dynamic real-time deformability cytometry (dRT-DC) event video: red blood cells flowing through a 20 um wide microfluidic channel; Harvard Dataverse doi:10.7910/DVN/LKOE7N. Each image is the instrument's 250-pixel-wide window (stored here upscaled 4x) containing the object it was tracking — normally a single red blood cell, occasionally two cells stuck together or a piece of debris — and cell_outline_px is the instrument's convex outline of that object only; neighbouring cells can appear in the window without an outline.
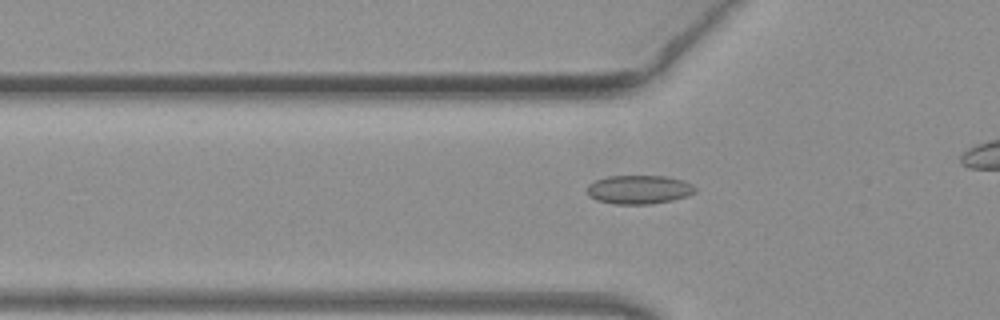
{"species": "common noctule bat (a hibernating species)", "species_latin": "Nyctalus noctula", "temperature_condition": "warm", "stored_images_in_passage": 27, "camera_frame_rate_fps": 3000, "um_per_image_px": 0.085, "animal": {"sex": "female", "body_mass_g": 19.3, "forearm_length_mm": 54.1}, "frame": {"image": 1, "passage_image": 2, "time_ms": 0.333, "image_size_px": [1000, 320], "cell_outline_px": [[696, 192], [688, 196], [672, 200], [652, 204], [616, 204], [596, 200], [588, 196], [588, 184], [592, 180], [608, 176], [668, 176], [684, 180], [692, 184], [696, 188]], "centroid_in_image_um": [54.32, 16.11], "position_along_channel_um": 71.5, "area_um2": 18.38}}
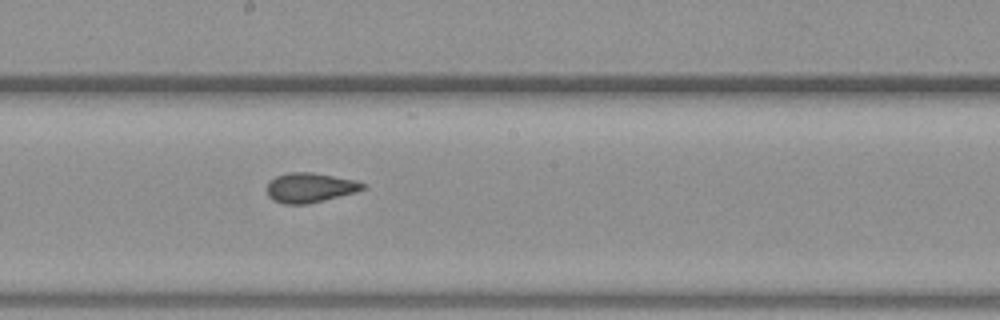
{"frame": {"image": 2, "passage_image": 13, "time_ms": 4.0, "image_size_px": [1000, 320], "cell_outline_px": [[368, 184], [364, 188], [356, 192], [308, 204], [284, 204], [272, 200], [268, 196], [268, 184], [276, 176], [288, 172], [312, 172], [356, 180]], "centroid_in_image_um": [26.37, 15.95], "position_along_channel_um": 221.8, "area_um2": 16.59}}
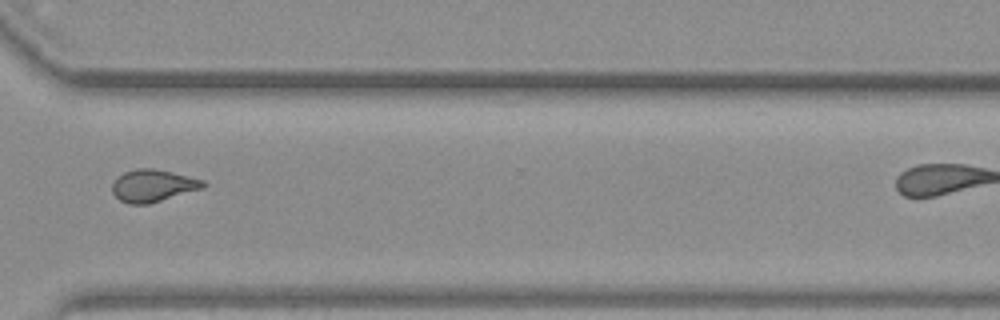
{"frame": {"image": 3, "passage_image": 23, "time_ms": 7.333, "image_size_px": [1000, 320], "cell_outline_px": [[208, 184], [204, 188], [148, 204], [128, 204], [120, 200], [112, 192], [112, 184], [124, 172], [136, 168], [152, 168], [172, 172], [204, 180]], "centroid_in_image_um": [13.03, 15.78], "position_along_channel_um": 357.6, "area_um2": 17.05}}